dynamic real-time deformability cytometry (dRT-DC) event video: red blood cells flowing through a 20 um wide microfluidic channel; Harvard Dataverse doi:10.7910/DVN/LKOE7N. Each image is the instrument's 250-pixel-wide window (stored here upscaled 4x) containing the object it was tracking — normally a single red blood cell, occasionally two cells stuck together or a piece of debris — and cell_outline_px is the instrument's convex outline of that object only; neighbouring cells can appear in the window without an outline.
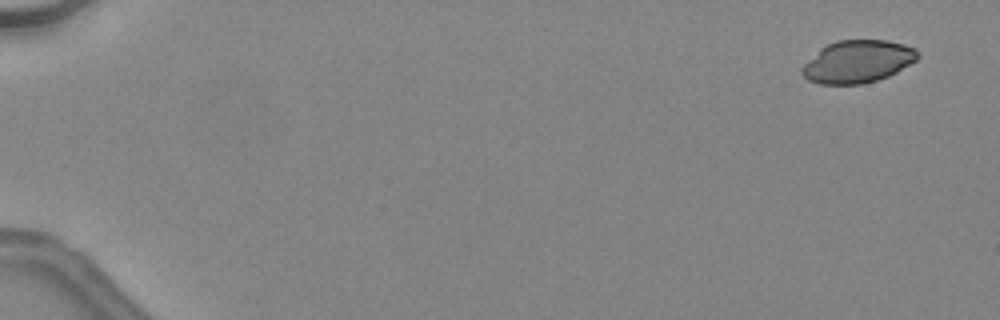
{"species": "common noctule bat (a hibernating species)", "species_latin": "Nyctalus noctula", "temperature_condition": "warm", "stored_images_in_passage": 12, "camera_frame_rate_fps": 3000, "um_per_image_px": 0.085, "animal": {"sex": "female", "body_mass_g": 24.6, "forearm_length_mm": 56.2}, "frame": {"image": 1, "passage_image": 3, "time_ms": 0.667, "image_size_px": [1000, 320], "cell_outline_px": [[920, 56], [916, 60], [896, 72], [888, 76], [876, 80], [860, 84], [820, 84], [808, 80], [800, 72], [800, 68], [820, 48], [836, 40], [888, 40], [904, 44], [916, 48], [920, 52]], "centroid_in_image_um": [72.91, 5.22], "position_along_channel_um": 12.1, "area_um2": 28.73}}